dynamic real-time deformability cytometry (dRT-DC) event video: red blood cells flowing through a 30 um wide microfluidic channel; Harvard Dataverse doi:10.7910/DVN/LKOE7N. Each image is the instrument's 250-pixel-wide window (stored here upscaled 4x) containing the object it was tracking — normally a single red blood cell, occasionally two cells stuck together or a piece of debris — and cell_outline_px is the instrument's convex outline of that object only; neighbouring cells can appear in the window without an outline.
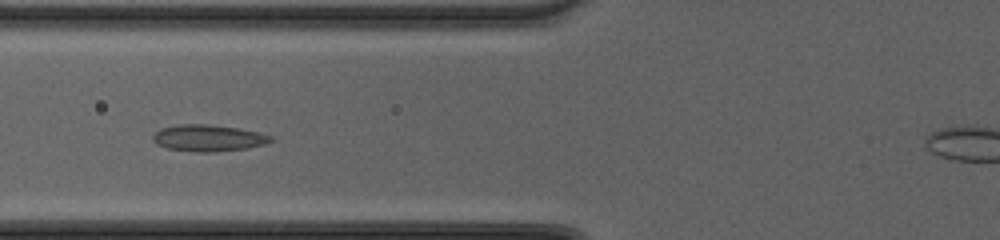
{"species": "common noctule bat (a hibernating species)", "species_latin": "Nyctalus noctula", "temperature_condition": "cold", "stored_images_in_passage": 45, "camera_frame_rate_fps": 3000, "um_per_image_px": 0.085, "animal": {"sex": "female", "body_mass_g": 20.0, "forearm_length_mm": 54.0}, "frame": {"image": 1, "passage_image": 16, "time_ms": 5.0, "image_size_px": [1000, 240], "cell_outline_px": [[272, 140], [264, 144], [248, 148], [216, 152], [196, 152], [168, 148], [156, 144], [152, 140], [152, 136], [160, 128], [176, 124], [208, 124], [236, 128], [260, 132], [272, 136]], "centroid_in_image_um": [17.68, 11.73], "position_along_channel_um": 108.1, "area_um2": 18.32}}
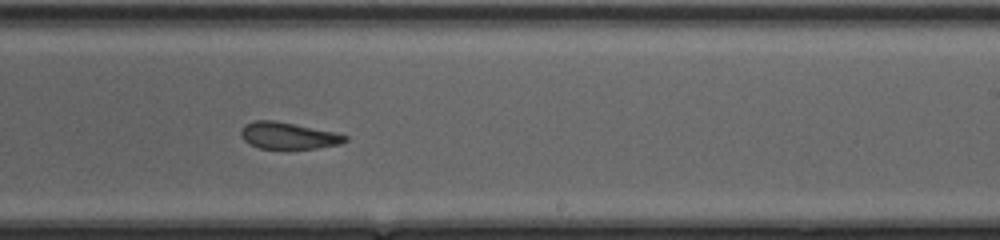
{"frame": {"image": 2, "passage_image": 27, "time_ms": 8.667, "image_size_px": [1000, 240], "cell_outline_px": [[348, 140], [340, 144], [316, 148], [260, 148], [248, 144], [240, 136], [240, 132], [244, 124], [256, 120], [272, 120], [332, 132], [348, 136]], "centroid_in_image_um": [24.45, 11.53], "position_along_channel_um": 264.6, "area_um2": 15.9}}
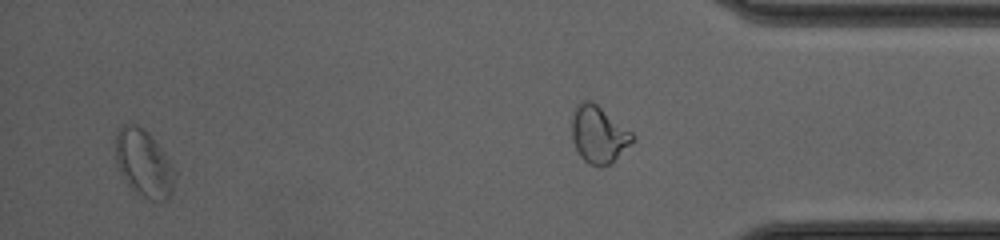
{"frame": {"image": 3, "passage_image": 43, "time_ms": 14.0, "image_size_px": [1000, 240], "cell_outline_px": [[176, 172], [172, 192], [164, 200], [152, 200], [144, 196], [128, 184], [124, 180], [120, 172], [116, 156], [116, 136], [120, 124], [136, 124], [160, 148]], "centroid_in_image_um": [12.21, 13.89], "position_along_channel_um": 423.0, "area_um2": 22.25}, "authors_computed_cell_mechanics": {"area_um2": 18.4382, "velocity_mm_per_s": 4.2624, "shape_relaxation_time_tau1_ms": null, "shape_relaxation_time_tau2_ms": 2.0864, "deformation_change_tau1": null, "deformation_change_tau2": 0.092}}